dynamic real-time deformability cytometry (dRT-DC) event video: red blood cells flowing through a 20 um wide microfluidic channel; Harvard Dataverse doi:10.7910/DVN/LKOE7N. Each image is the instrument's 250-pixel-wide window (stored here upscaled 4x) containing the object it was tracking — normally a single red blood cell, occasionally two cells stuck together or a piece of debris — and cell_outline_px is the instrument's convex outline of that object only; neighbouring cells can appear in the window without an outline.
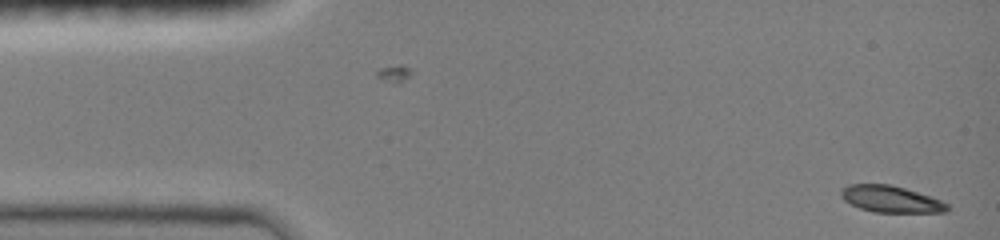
{"species": "common noctule bat (a hibernating species)", "species_latin": "Nyctalus noctula", "temperature_condition": "room temperature", "stored_images_in_passage": 45, "camera_frame_rate_fps": 3000, "um_per_image_px": 0.085, "animal": {"sex": "female", "body_mass_g": 19.0, "forearm_length_mm": 51.5}, "frame": {"image": 1, "passage_image": 1, "time_ms": 0.0, "image_size_px": [1000, 240], "cell_outline_px": [[948, 212], [872, 212], [860, 208], [844, 200], [840, 196], [840, 188], [848, 184], [888, 184], [904, 188], [940, 200], [948, 204]], "centroid_in_image_um": [75.66, 16.92], "position_along_channel_um": 9.3, "area_um2": 16.36}}
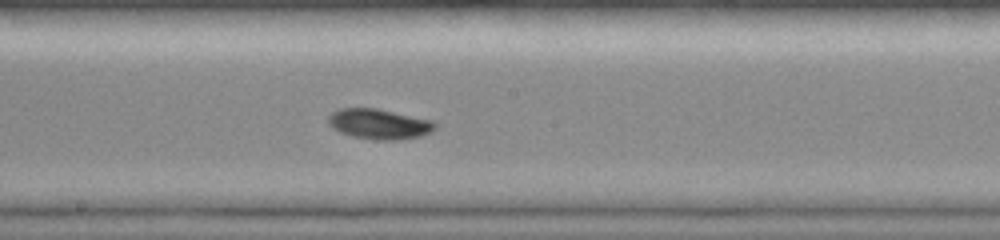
{"frame": {"image": 2, "passage_image": 25, "time_ms": 8.0, "image_size_px": [1000, 240], "cell_outline_px": [[436, 128], [432, 132], [420, 136], [396, 140], [376, 140], [352, 136], [340, 132], [332, 128], [328, 124], [328, 116], [332, 112], [340, 108], [376, 108], [432, 120], [436, 124]], "centroid_in_image_um": [32.21, 10.54], "position_along_channel_um": 216.0, "area_um2": 18.84}}
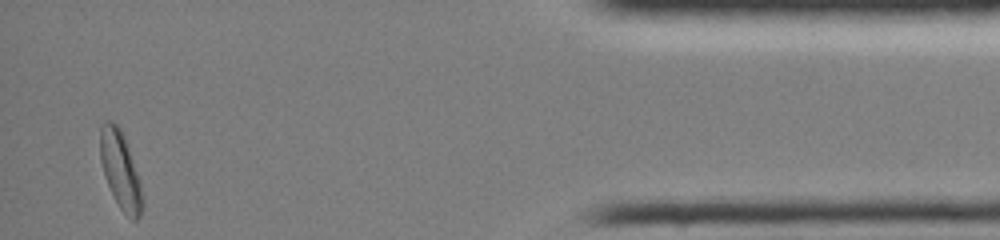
{"frame": {"image": 3, "passage_image": 45, "time_ms": 14.667, "image_size_px": [1000, 240], "cell_outline_px": [[144, 208], [140, 216], [136, 220], [132, 220], [120, 208], [104, 176], [100, 160], [100, 128], [104, 120], [112, 120], [120, 128], [124, 136], [140, 184], [144, 204]], "centroid_in_image_um": [10.22, 14.46], "position_along_channel_um": 425.0, "area_um2": 18.79}, "authors_computed_cell_mechanics": {"area_um2": 17.8024, "velocity_mm_per_s": 4.0116, "shape_relaxation_time_tau1_ms": 4.0114, "shape_relaxation_time_tau2_ms": 6.4819, "deformation_change_tau1": 0.1615, "deformation_change_tau2": 0.08}}